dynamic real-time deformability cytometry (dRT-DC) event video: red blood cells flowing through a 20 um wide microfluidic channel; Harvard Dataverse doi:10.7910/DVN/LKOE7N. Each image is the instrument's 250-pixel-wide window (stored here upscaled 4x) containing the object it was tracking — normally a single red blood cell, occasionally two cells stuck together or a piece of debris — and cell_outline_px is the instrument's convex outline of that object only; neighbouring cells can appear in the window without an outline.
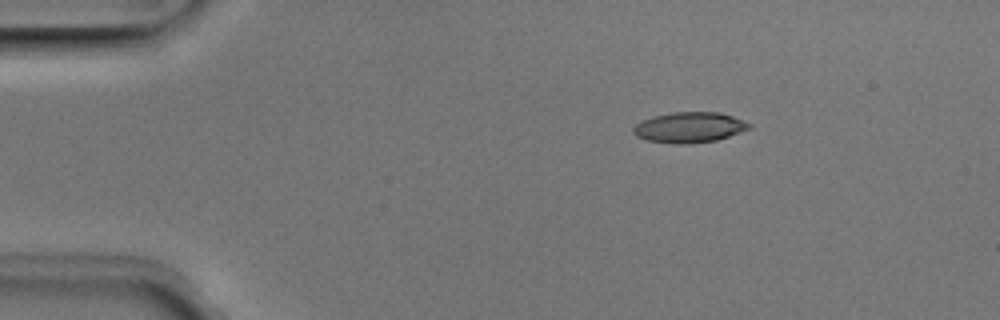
{"species": "Egyptian fruit bat (a non-hibernating species)", "species_latin": "Rousettus aegyptiacus", "temperature_condition": "room temperature", "stored_images_in_passage": 5, "segment_of_instrument_passage": [1, 2], "camera_frame_rate_fps": 3000, "um_per_image_px": 0.085, "animal": {"sex": "male"}, "frame": {"image": 1, "passage_image": 2, "time_ms": 0.333, "image_size_px": [1000, 320], "cell_outline_px": [[752, 128], [716, 140], [688, 144], [672, 144], [648, 140], [636, 136], [632, 132], [632, 128], [636, 124], [652, 116], [672, 112], [720, 112], [744, 120], [752, 124]], "centroid_in_image_um": [58.6, 10.82], "position_along_channel_um": 26.4, "area_um2": 20.69}}
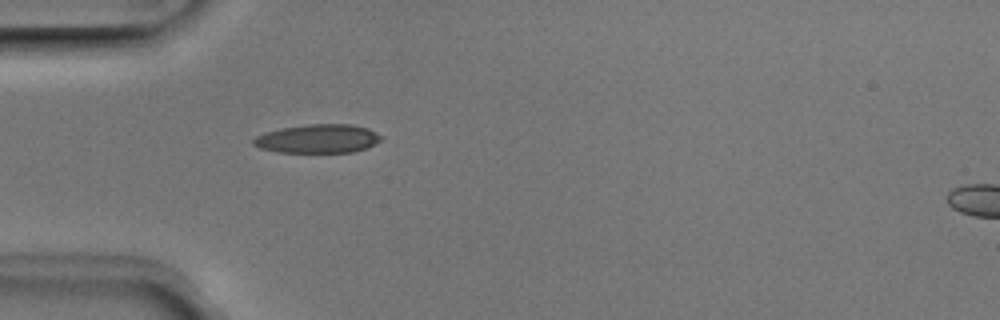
{"frame": {"image": 2, "passage_image": 4, "time_ms": 1.0, "image_size_px": [1000, 320], "cell_outline_px": [[384, 136], [380, 140], [368, 148], [352, 152], [276, 152], [260, 148], [252, 144], [252, 140], [256, 136], [264, 132], [280, 128], [308, 124], [352, 124], [368, 128]], "centroid_in_image_um": [27.02, 11.78], "position_along_channel_um": 58.0, "area_um2": 21.56}}